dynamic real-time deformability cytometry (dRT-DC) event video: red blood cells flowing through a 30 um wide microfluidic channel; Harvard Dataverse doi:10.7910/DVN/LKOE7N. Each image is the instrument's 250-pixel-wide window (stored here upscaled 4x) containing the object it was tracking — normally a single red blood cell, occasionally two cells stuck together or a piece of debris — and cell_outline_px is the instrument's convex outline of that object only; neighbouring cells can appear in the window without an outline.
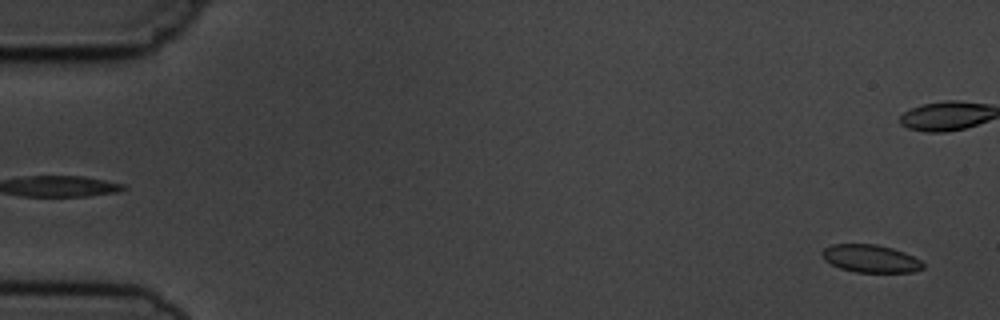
{"species": "common noctule bat (a hibernating species)", "species_latin": "Nyctalus noctula", "temperature_condition": "cold", "stored_images_in_passage": 6, "camera_frame_rate_fps": 3000, "um_per_image_px": 0.085, "animal": {"sex": "male", "body_mass_g": 19.5, "forearm_length_mm": 54.6}, "frame": {"image": 1, "passage_image": 6, "time_ms": 5.667, "image_size_px": [1000, 320], "cell_outline_px": [[924, 268], [912, 272], [856, 272], [840, 268], [824, 260], [820, 252], [824, 248], [832, 244], [876, 244], [892, 248], [904, 252], [920, 260], [924, 264]], "centroid_in_image_um": [73.98, 21.97], "position_along_channel_um": 11.0, "area_um2": 16.3}}